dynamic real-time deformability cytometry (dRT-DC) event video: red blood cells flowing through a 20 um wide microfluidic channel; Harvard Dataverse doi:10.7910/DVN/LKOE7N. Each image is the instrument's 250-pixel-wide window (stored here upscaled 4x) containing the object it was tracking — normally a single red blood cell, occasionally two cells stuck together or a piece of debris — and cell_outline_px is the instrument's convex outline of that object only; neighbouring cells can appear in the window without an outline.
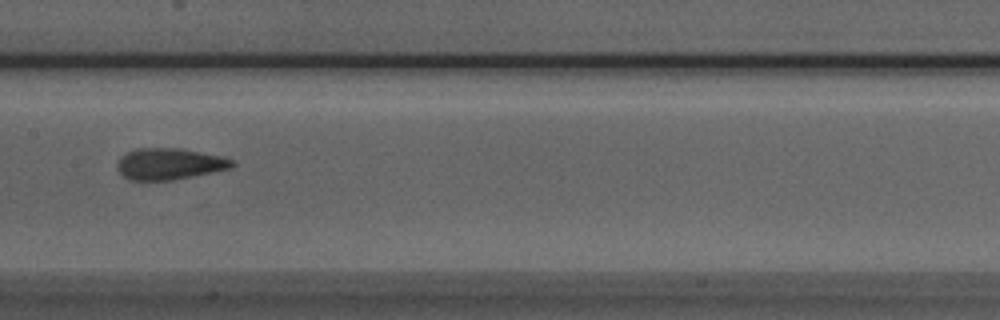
{"species": "Egyptian fruit bat (a non-hibernating species)", "species_latin": "Rousettus aegyptiacus", "temperature_condition": "room temperature", "stored_images_in_passage": 7, "camera_frame_rate_fps": 3000, "um_per_image_px": 0.085, "animal": {"sex": "male"}, "frame": {"image": 1, "passage_image": 7, "time_ms": 2.0, "image_size_px": [1000, 320], "cell_outline_px": [[236, 164], [232, 168], [172, 180], [128, 180], [116, 168], [116, 164], [120, 156], [136, 148], [176, 148], [220, 156], [232, 160]], "centroid_in_image_um": [14.35, 13.93], "position_along_channel_um": 193.0, "area_um2": 20.87}}